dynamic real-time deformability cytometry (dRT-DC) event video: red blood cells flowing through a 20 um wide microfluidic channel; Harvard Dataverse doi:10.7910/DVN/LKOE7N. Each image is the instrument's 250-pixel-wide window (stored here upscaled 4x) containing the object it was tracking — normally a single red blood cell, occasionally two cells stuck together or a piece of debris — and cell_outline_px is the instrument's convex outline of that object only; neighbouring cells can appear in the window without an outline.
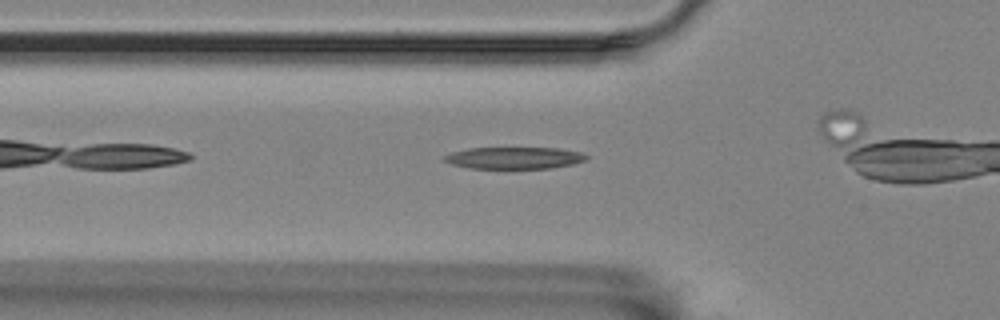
{"species": "Egyptian fruit bat (a non-hibernating species)", "species_latin": "Rousettus aegyptiacus", "temperature_condition": "room temperature", "stored_images_in_passage": 34, "camera_frame_rate_fps": 3000, "um_per_image_px": 0.085, "animal": {"sex": "female"}, "frame": {"image": 1, "passage_image": 8, "time_ms": 2.333, "image_size_px": [1000, 320], "cell_outline_px": [[588, 156], [584, 160], [572, 164], [552, 168], [468, 168], [452, 164], [444, 160], [444, 156], [452, 152], [468, 148], [556, 148], [580, 152]], "centroid_in_image_um": [43.69, 13.42], "position_along_channel_um": 82.1, "area_um2": 17.86}}
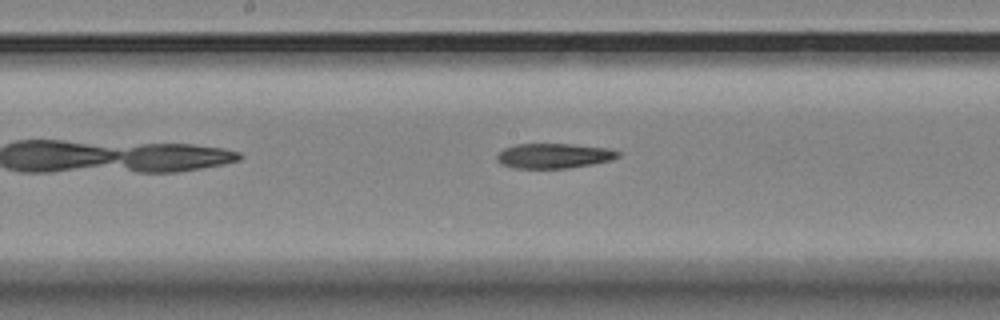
{"frame": {"image": 2, "passage_image": 18, "time_ms": 5.667, "image_size_px": [1000, 320], "cell_outline_px": [[620, 156], [612, 160], [592, 164], [568, 168], [512, 168], [500, 164], [496, 160], [496, 156], [504, 148], [516, 144], [572, 144], [608, 148], [620, 152]], "centroid_in_image_um": [47.07, 13.24], "position_along_channel_um": 201.1, "area_um2": 17.69}}
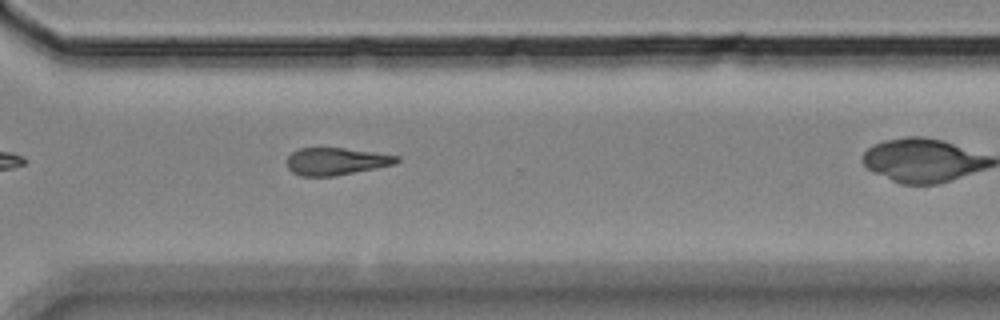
{"frame": {"image": 3, "passage_image": 30, "time_ms": 9.667, "image_size_px": [1000, 320], "cell_outline_px": [[400, 160], [396, 164], [336, 176], [300, 176], [292, 172], [288, 168], [288, 156], [292, 152], [300, 148], [344, 148], [376, 152], [400, 156]], "centroid_in_image_um": [28.6, 13.71], "position_along_channel_um": 342.0, "area_um2": 17.57}}